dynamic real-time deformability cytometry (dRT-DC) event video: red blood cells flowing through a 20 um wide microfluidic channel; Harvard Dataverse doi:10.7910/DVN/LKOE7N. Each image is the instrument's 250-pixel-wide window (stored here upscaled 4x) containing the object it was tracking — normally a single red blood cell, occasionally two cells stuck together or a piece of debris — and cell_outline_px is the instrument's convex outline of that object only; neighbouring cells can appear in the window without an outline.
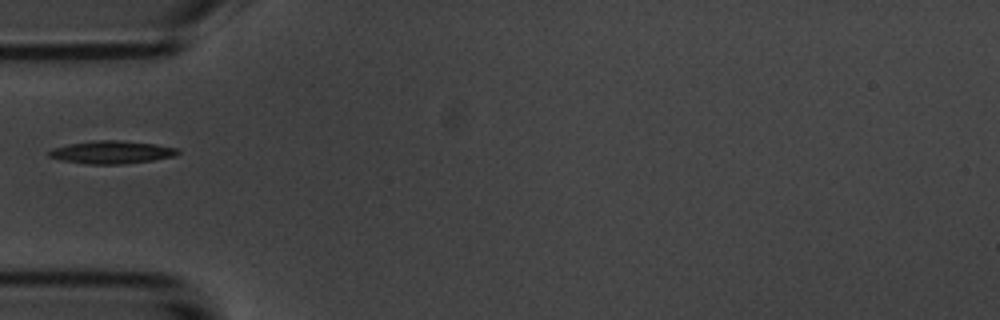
{"species": "common noctule bat (a hibernating species)", "species_latin": "Nyctalus noctula", "temperature_condition": "room temperature", "stored_images_in_passage": 4, "camera_frame_rate_fps": 3000, "um_per_image_px": 0.085, "animal": {"sex": "male", "body_mass_g": 20.1, "forearm_length_mm": 53.5}, "frame": {"image": 1, "passage_image": 3, "time_ms": 2.667, "image_size_px": [1000, 320], "cell_outline_px": [[180, 152], [176, 156], [152, 160], [120, 164], [88, 164], [60, 160], [48, 156], [48, 152], [52, 148], [68, 144], [96, 140], [116, 140], [156, 144], [180, 148]], "centroid_in_image_um": [9.5, 12.93], "position_along_channel_um": 75.5, "area_um2": 17.17}}